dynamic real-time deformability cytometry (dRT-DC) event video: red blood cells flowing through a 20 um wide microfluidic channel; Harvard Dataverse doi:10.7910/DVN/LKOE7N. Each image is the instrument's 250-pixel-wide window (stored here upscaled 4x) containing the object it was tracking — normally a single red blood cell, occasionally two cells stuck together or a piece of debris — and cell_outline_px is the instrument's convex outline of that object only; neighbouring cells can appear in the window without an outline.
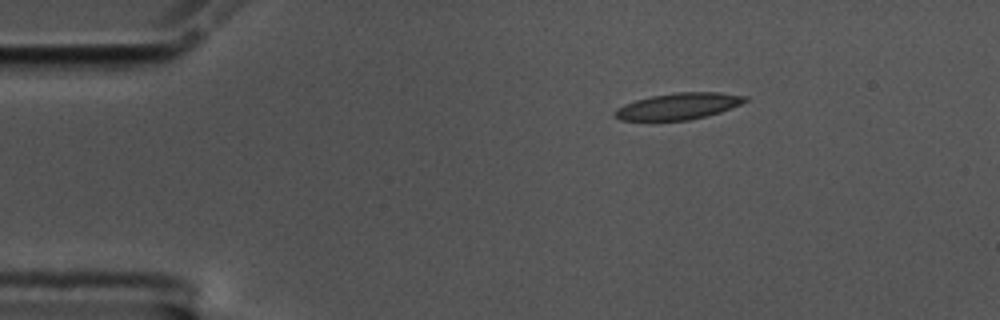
{"species": "common noctule bat (a hibernating species)", "species_latin": "Nyctalus noctula", "temperature_condition": "cold", "stored_images_in_passage": 48, "camera_frame_rate_fps": 3000, "um_per_image_px": 0.085, "animal": {"sex": "male", "body_mass_g": 17.5, "forearm_length_mm": 52.3}, "frame": {"image": 1, "passage_image": 1, "time_ms": 0.0, "image_size_px": [1000, 320], "cell_outline_px": [[748, 100], [740, 104], [720, 112], [688, 120], [620, 120], [612, 116], [612, 112], [616, 108], [624, 104], [636, 100], [652, 96], [676, 92], [720, 92], [748, 96]], "centroid_in_image_um": [57.63, 9.02], "position_along_channel_um": 27.4, "area_um2": 20.06}}
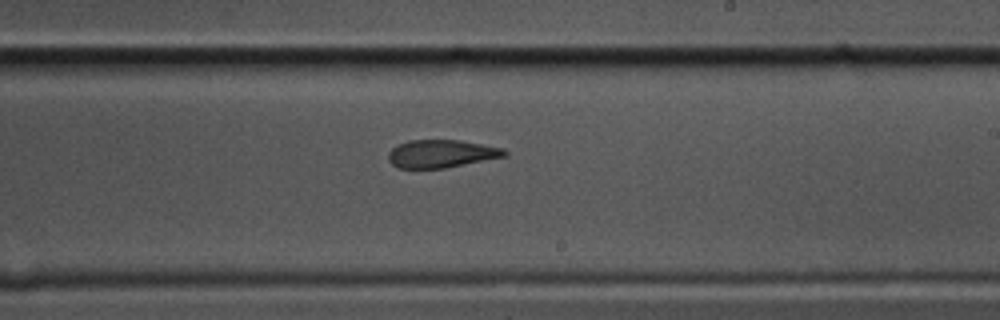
{"frame": {"image": 2, "passage_image": 25, "time_ms": 8.0, "image_size_px": [1000, 320], "cell_outline_px": [[508, 156], [444, 168], [400, 168], [392, 164], [388, 160], [388, 152], [396, 144], [408, 140], [460, 140], [504, 148], [508, 152]], "centroid_in_image_um": [37.52, 13.06], "position_along_channel_um": 251.5, "area_um2": 19.02}}
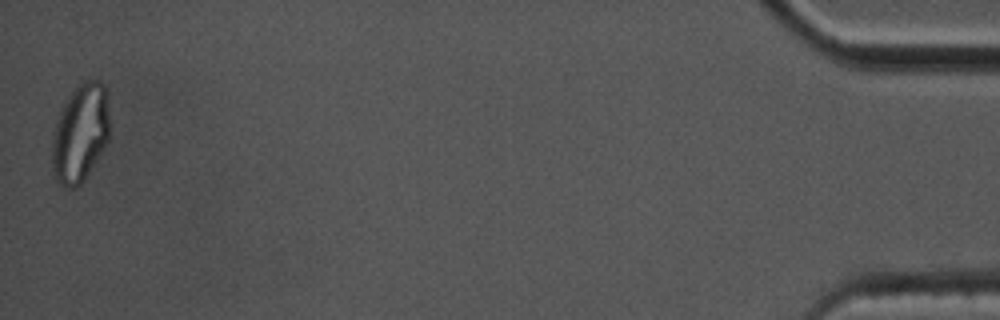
{"frame": {"image": 3, "passage_image": 48, "time_ms": 15.667, "image_size_px": [1000, 320], "cell_outline_px": [[108, 140], [104, 148], [80, 184], [72, 188], [64, 188], [52, 176], [52, 140], [56, 120], [68, 96], [84, 80], [100, 80], [104, 84], [108, 116]], "centroid_in_image_um": [6.79, 11.34], "position_along_channel_um": 428.4, "area_um2": 32.54}, "authors_computed_cell_mechanics": {"area_um2": 20.4323, "velocity_mm_per_s": 3.5271, "shape_relaxation_time_tau1_ms": null, "shape_relaxation_time_tau2_ms": 2.7132, "deformation_change_tau1": null, "deformation_change_tau2": 0.095}}